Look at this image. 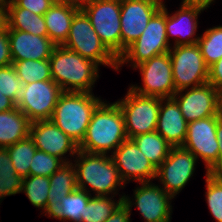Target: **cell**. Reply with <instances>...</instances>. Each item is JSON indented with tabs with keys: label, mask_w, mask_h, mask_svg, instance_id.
Wrapping results in <instances>:
<instances>
[{
	"label": "cell",
	"mask_w": 222,
	"mask_h": 222,
	"mask_svg": "<svg viewBox=\"0 0 222 222\" xmlns=\"http://www.w3.org/2000/svg\"><path fill=\"white\" fill-rule=\"evenodd\" d=\"M214 1L215 0H186L185 3L199 5L207 10Z\"/></svg>",
	"instance_id": "43"
},
{
	"label": "cell",
	"mask_w": 222,
	"mask_h": 222,
	"mask_svg": "<svg viewBox=\"0 0 222 222\" xmlns=\"http://www.w3.org/2000/svg\"><path fill=\"white\" fill-rule=\"evenodd\" d=\"M7 29L21 30L37 36H48L44 15L25 8H6Z\"/></svg>",
	"instance_id": "25"
},
{
	"label": "cell",
	"mask_w": 222,
	"mask_h": 222,
	"mask_svg": "<svg viewBox=\"0 0 222 222\" xmlns=\"http://www.w3.org/2000/svg\"><path fill=\"white\" fill-rule=\"evenodd\" d=\"M49 179L50 191L47 204L48 218L59 207L61 200L78 188L75 167L72 162L64 163L49 177Z\"/></svg>",
	"instance_id": "23"
},
{
	"label": "cell",
	"mask_w": 222,
	"mask_h": 222,
	"mask_svg": "<svg viewBox=\"0 0 222 222\" xmlns=\"http://www.w3.org/2000/svg\"><path fill=\"white\" fill-rule=\"evenodd\" d=\"M52 79L63 92L93 93L99 65L63 46H55L49 58Z\"/></svg>",
	"instance_id": "3"
},
{
	"label": "cell",
	"mask_w": 222,
	"mask_h": 222,
	"mask_svg": "<svg viewBox=\"0 0 222 222\" xmlns=\"http://www.w3.org/2000/svg\"><path fill=\"white\" fill-rule=\"evenodd\" d=\"M51 1H53L54 3H64L72 0H51Z\"/></svg>",
	"instance_id": "46"
},
{
	"label": "cell",
	"mask_w": 222,
	"mask_h": 222,
	"mask_svg": "<svg viewBox=\"0 0 222 222\" xmlns=\"http://www.w3.org/2000/svg\"><path fill=\"white\" fill-rule=\"evenodd\" d=\"M143 85H131L129 88L142 96L172 98L175 86L172 75V65L169 52L154 56L148 61L137 65Z\"/></svg>",
	"instance_id": "12"
},
{
	"label": "cell",
	"mask_w": 222,
	"mask_h": 222,
	"mask_svg": "<svg viewBox=\"0 0 222 222\" xmlns=\"http://www.w3.org/2000/svg\"><path fill=\"white\" fill-rule=\"evenodd\" d=\"M74 158L75 163H72L79 189L85 190L88 194L93 192L95 196L113 197L118 195L119 188L124 189L125 183L110 154H93L78 150Z\"/></svg>",
	"instance_id": "2"
},
{
	"label": "cell",
	"mask_w": 222,
	"mask_h": 222,
	"mask_svg": "<svg viewBox=\"0 0 222 222\" xmlns=\"http://www.w3.org/2000/svg\"><path fill=\"white\" fill-rule=\"evenodd\" d=\"M7 27L6 8L0 6V31Z\"/></svg>",
	"instance_id": "44"
},
{
	"label": "cell",
	"mask_w": 222,
	"mask_h": 222,
	"mask_svg": "<svg viewBox=\"0 0 222 222\" xmlns=\"http://www.w3.org/2000/svg\"><path fill=\"white\" fill-rule=\"evenodd\" d=\"M198 159L182 146L171 147L168 157L157 168L156 179L162 188L173 198L186 186Z\"/></svg>",
	"instance_id": "14"
},
{
	"label": "cell",
	"mask_w": 222,
	"mask_h": 222,
	"mask_svg": "<svg viewBox=\"0 0 222 222\" xmlns=\"http://www.w3.org/2000/svg\"><path fill=\"white\" fill-rule=\"evenodd\" d=\"M169 55L176 92L208 82V67L198 44L173 46Z\"/></svg>",
	"instance_id": "9"
},
{
	"label": "cell",
	"mask_w": 222,
	"mask_h": 222,
	"mask_svg": "<svg viewBox=\"0 0 222 222\" xmlns=\"http://www.w3.org/2000/svg\"><path fill=\"white\" fill-rule=\"evenodd\" d=\"M166 5L152 16L140 37L118 57V68L131 63L133 69L150 58L169 52L172 47L166 35Z\"/></svg>",
	"instance_id": "5"
},
{
	"label": "cell",
	"mask_w": 222,
	"mask_h": 222,
	"mask_svg": "<svg viewBox=\"0 0 222 222\" xmlns=\"http://www.w3.org/2000/svg\"><path fill=\"white\" fill-rule=\"evenodd\" d=\"M30 124L27 116L17 107L0 112V148L27 138Z\"/></svg>",
	"instance_id": "24"
},
{
	"label": "cell",
	"mask_w": 222,
	"mask_h": 222,
	"mask_svg": "<svg viewBox=\"0 0 222 222\" xmlns=\"http://www.w3.org/2000/svg\"><path fill=\"white\" fill-rule=\"evenodd\" d=\"M23 178L13 167L7 148H0V203L6 196L21 193Z\"/></svg>",
	"instance_id": "28"
},
{
	"label": "cell",
	"mask_w": 222,
	"mask_h": 222,
	"mask_svg": "<svg viewBox=\"0 0 222 222\" xmlns=\"http://www.w3.org/2000/svg\"><path fill=\"white\" fill-rule=\"evenodd\" d=\"M105 46L118 58L121 55V0H79Z\"/></svg>",
	"instance_id": "7"
},
{
	"label": "cell",
	"mask_w": 222,
	"mask_h": 222,
	"mask_svg": "<svg viewBox=\"0 0 222 222\" xmlns=\"http://www.w3.org/2000/svg\"><path fill=\"white\" fill-rule=\"evenodd\" d=\"M216 137L219 140L218 173H222V115H218Z\"/></svg>",
	"instance_id": "41"
},
{
	"label": "cell",
	"mask_w": 222,
	"mask_h": 222,
	"mask_svg": "<svg viewBox=\"0 0 222 222\" xmlns=\"http://www.w3.org/2000/svg\"><path fill=\"white\" fill-rule=\"evenodd\" d=\"M172 98L177 102L184 119L188 123L221 114L220 92L209 82L179 90L175 92Z\"/></svg>",
	"instance_id": "15"
},
{
	"label": "cell",
	"mask_w": 222,
	"mask_h": 222,
	"mask_svg": "<svg viewBox=\"0 0 222 222\" xmlns=\"http://www.w3.org/2000/svg\"><path fill=\"white\" fill-rule=\"evenodd\" d=\"M127 139L122 111L116 102L103 101L94 111L79 150L111 154Z\"/></svg>",
	"instance_id": "1"
},
{
	"label": "cell",
	"mask_w": 222,
	"mask_h": 222,
	"mask_svg": "<svg viewBox=\"0 0 222 222\" xmlns=\"http://www.w3.org/2000/svg\"><path fill=\"white\" fill-rule=\"evenodd\" d=\"M12 0H0V6L6 8Z\"/></svg>",
	"instance_id": "45"
},
{
	"label": "cell",
	"mask_w": 222,
	"mask_h": 222,
	"mask_svg": "<svg viewBox=\"0 0 222 222\" xmlns=\"http://www.w3.org/2000/svg\"><path fill=\"white\" fill-rule=\"evenodd\" d=\"M29 137L38 150L56 156L65 163L72 162L71 157L77 155L78 144L68 137L52 120L34 121L29 127ZM66 156V157H65Z\"/></svg>",
	"instance_id": "18"
},
{
	"label": "cell",
	"mask_w": 222,
	"mask_h": 222,
	"mask_svg": "<svg viewBox=\"0 0 222 222\" xmlns=\"http://www.w3.org/2000/svg\"><path fill=\"white\" fill-rule=\"evenodd\" d=\"M111 157L125 185L132 180L141 183L151 182L156 178L157 169L132 139L127 138Z\"/></svg>",
	"instance_id": "17"
},
{
	"label": "cell",
	"mask_w": 222,
	"mask_h": 222,
	"mask_svg": "<svg viewBox=\"0 0 222 222\" xmlns=\"http://www.w3.org/2000/svg\"><path fill=\"white\" fill-rule=\"evenodd\" d=\"M206 202L216 222H222V173H206Z\"/></svg>",
	"instance_id": "34"
},
{
	"label": "cell",
	"mask_w": 222,
	"mask_h": 222,
	"mask_svg": "<svg viewBox=\"0 0 222 222\" xmlns=\"http://www.w3.org/2000/svg\"><path fill=\"white\" fill-rule=\"evenodd\" d=\"M53 3L51 0H12L6 8H25L35 14L44 15Z\"/></svg>",
	"instance_id": "37"
},
{
	"label": "cell",
	"mask_w": 222,
	"mask_h": 222,
	"mask_svg": "<svg viewBox=\"0 0 222 222\" xmlns=\"http://www.w3.org/2000/svg\"><path fill=\"white\" fill-rule=\"evenodd\" d=\"M8 29L0 31V68L12 65Z\"/></svg>",
	"instance_id": "38"
},
{
	"label": "cell",
	"mask_w": 222,
	"mask_h": 222,
	"mask_svg": "<svg viewBox=\"0 0 222 222\" xmlns=\"http://www.w3.org/2000/svg\"><path fill=\"white\" fill-rule=\"evenodd\" d=\"M162 6L160 0H121V54L140 37Z\"/></svg>",
	"instance_id": "16"
},
{
	"label": "cell",
	"mask_w": 222,
	"mask_h": 222,
	"mask_svg": "<svg viewBox=\"0 0 222 222\" xmlns=\"http://www.w3.org/2000/svg\"><path fill=\"white\" fill-rule=\"evenodd\" d=\"M134 189V198L124 195L123 203L132 211V205L138 208L144 222H171L172 205L170 196L161 185L151 182H141ZM135 204V205H134Z\"/></svg>",
	"instance_id": "13"
},
{
	"label": "cell",
	"mask_w": 222,
	"mask_h": 222,
	"mask_svg": "<svg viewBox=\"0 0 222 222\" xmlns=\"http://www.w3.org/2000/svg\"><path fill=\"white\" fill-rule=\"evenodd\" d=\"M220 105H221V115H222V92L220 93Z\"/></svg>",
	"instance_id": "47"
},
{
	"label": "cell",
	"mask_w": 222,
	"mask_h": 222,
	"mask_svg": "<svg viewBox=\"0 0 222 222\" xmlns=\"http://www.w3.org/2000/svg\"><path fill=\"white\" fill-rule=\"evenodd\" d=\"M62 93L63 90L54 80L24 84L16 105L31 123L50 120Z\"/></svg>",
	"instance_id": "11"
},
{
	"label": "cell",
	"mask_w": 222,
	"mask_h": 222,
	"mask_svg": "<svg viewBox=\"0 0 222 222\" xmlns=\"http://www.w3.org/2000/svg\"><path fill=\"white\" fill-rule=\"evenodd\" d=\"M217 121L218 116H211L188 123L186 139L182 145L205 163L206 173H218Z\"/></svg>",
	"instance_id": "10"
},
{
	"label": "cell",
	"mask_w": 222,
	"mask_h": 222,
	"mask_svg": "<svg viewBox=\"0 0 222 222\" xmlns=\"http://www.w3.org/2000/svg\"><path fill=\"white\" fill-rule=\"evenodd\" d=\"M115 102L122 111L127 138L156 131L161 98L142 96L129 88L125 97Z\"/></svg>",
	"instance_id": "8"
},
{
	"label": "cell",
	"mask_w": 222,
	"mask_h": 222,
	"mask_svg": "<svg viewBox=\"0 0 222 222\" xmlns=\"http://www.w3.org/2000/svg\"><path fill=\"white\" fill-rule=\"evenodd\" d=\"M206 66L209 68L222 58V25L208 28L197 43Z\"/></svg>",
	"instance_id": "33"
},
{
	"label": "cell",
	"mask_w": 222,
	"mask_h": 222,
	"mask_svg": "<svg viewBox=\"0 0 222 222\" xmlns=\"http://www.w3.org/2000/svg\"><path fill=\"white\" fill-rule=\"evenodd\" d=\"M91 196L85 190L77 188L61 200L59 207L50 217L60 221L63 220V222H81V215L85 211Z\"/></svg>",
	"instance_id": "27"
},
{
	"label": "cell",
	"mask_w": 222,
	"mask_h": 222,
	"mask_svg": "<svg viewBox=\"0 0 222 222\" xmlns=\"http://www.w3.org/2000/svg\"><path fill=\"white\" fill-rule=\"evenodd\" d=\"M50 191V179L46 176H27L22 181V193H25L28 200L34 207L43 210L47 216L48 194Z\"/></svg>",
	"instance_id": "30"
},
{
	"label": "cell",
	"mask_w": 222,
	"mask_h": 222,
	"mask_svg": "<svg viewBox=\"0 0 222 222\" xmlns=\"http://www.w3.org/2000/svg\"><path fill=\"white\" fill-rule=\"evenodd\" d=\"M64 163L60 158L37 149L32 157L29 175L50 177Z\"/></svg>",
	"instance_id": "35"
},
{
	"label": "cell",
	"mask_w": 222,
	"mask_h": 222,
	"mask_svg": "<svg viewBox=\"0 0 222 222\" xmlns=\"http://www.w3.org/2000/svg\"><path fill=\"white\" fill-rule=\"evenodd\" d=\"M188 122L173 98H161L156 131L172 146H182L187 135Z\"/></svg>",
	"instance_id": "21"
},
{
	"label": "cell",
	"mask_w": 222,
	"mask_h": 222,
	"mask_svg": "<svg viewBox=\"0 0 222 222\" xmlns=\"http://www.w3.org/2000/svg\"><path fill=\"white\" fill-rule=\"evenodd\" d=\"M22 87V81L17 76L13 65L0 68V92L3 95L9 97L17 104Z\"/></svg>",
	"instance_id": "36"
},
{
	"label": "cell",
	"mask_w": 222,
	"mask_h": 222,
	"mask_svg": "<svg viewBox=\"0 0 222 222\" xmlns=\"http://www.w3.org/2000/svg\"><path fill=\"white\" fill-rule=\"evenodd\" d=\"M10 53L13 62L22 60H47L56 46L48 36L8 29Z\"/></svg>",
	"instance_id": "20"
},
{
	"label": "cell",
	"mask_w": 222,
	"mask_h": 222,
	"mask_svg": "<svg viewBox=\"0 0 222 222\" xmlns=\"http://www.w3.org/2000/svg\"><path fill=\"white\" fill-rule=\"evenodd\" d=\"M131 139L156 169L168 157L172 147L157 131L140 134Z\"/></svg>",
	"instance_id": "26"
},
{
	"label": "cell",
	"mask_w": 222,
	"mask_h": 222,
	"mask_svg": "<svg viewBox=\"0 0 222 222\" xmlns=\"http://www.w3.org/2000/svg\"><path fill=\"white\" fill-rule=\"evenodd\" d=\"M6 148L16 173L22 178L29 176L32 157L37 150L33 140L28 136Z\"/></svg>",
	"instance_id": "32"
},
{
	"label": "cell",
	"mask_w": 222,
	"mask_h": 222,
	"mask_svg": "<svg viewBox=\"0 0 222 222\" xmlns=\"http://www.w3.org/2000/svg\"><path fill=\"white\" fill-rule=\"evenodd\" d=\"M104 101L94 93L63 92L55 106L52 122L78 145L84 139L96 108Z\"/></svg>",
	"instance_id": "4"
},
{
	"label": "cell",
	"mask_w": 222,
	"mask_h": 222,
	"mask_svg": "<svg viewBox=\"0 0 222 222\" xmlns=\"http://www.w3.org/2000/svg\"><path fill=\"white\" fill-rule=\"evenodd\" d=\"M163 4H164V1L163 0H160ZM186 0H182V2H185Z\"/></svg>",
	"instance_id": "48"
},
{
	"label": "cell",
	"mask_w": 222,
	"mask_h": 222,
	"mask_svg": "<svg viewBox=\"0 0 222 222\" xmlns=\"http://www.w3.org/2000/svg\"><path fill=\"white\" fill-rule=\"evenodd\" d=\"M80 10L79 0L53 3L44 14L49 39L62 46L69 35L73 17Z\"/></svg>",
	"instance_id": "22"
},
{
	"label": "cell",
	"mask_w": 222,
	"mask_h": 222,
	"mask_svg": "<svg viewBox=\"0 0 222 222\" xmlns=\"http://www.w3.org/2000/svg\"><path fill=\"white\" fill-rule=\"evenodd\" d=\"M124 195H121L117 201L113 196H91L81 215V222H105L123 202Z\"/></svg>",
	"instance_id": "29"
},
{
	"label": "cell",
	"mask_w": 222,
	"mask_h": 222,
	"mask_svg": "<svg viewBox=\"0 0 222 222\" xmlns=\"http://www.w3.org/2000/svg\"><path fill=\"white\" fill-rule=\"evenodd\" d=\"M17 76L21 79L22 84H29L36 81L53 80L49 59L47 60H22L12 62Z\"/></svg>",
	"instance_id": "31"
},
{
	"label": "cell",
	"mask_w": 222,
	"mask_h": 222,
	"mask_svg": "<svg viewBox=\"0 0 222 222\" xmlns=\"http://www.w3.org/2000/svg\"><path fill=\"white\" fill-rule=\"evenodd\" d=\"M16 103L0 92V112L16 108Z\"/></svg>",
	"instance_id": "42"
},
{
	"label": "cell",
	"mask_w": 222,
	"mask_h": 222,
	"mask_svg": "<svg viewBox=\"0 0 222 222\" xmlns=\"http://www.w3.org/2000/svg\"><path fill=\"white\" fill-rule=\"evenodd\" d=\"M208 82L222 92V58L208 68Z\"/></svg>",
	"instance_id": "39"
},
{
	"label": "cell",
	"mask_w": 222,
	"mask_h": 222,
	"mask_svg": "<svg viewBox=\"0 0 222 222\" xmlns=\"http://www.w3.org/2000/svg\"><path fill=\"white\" fill-rule=\"evenodd\" d=\"M131 211L122 202L105 222H131Z\"/></svg>",
	"instance_id": "40"
},
{
	"label": "cell",
	"mask_w": 222,
	"mask_h": 222,
	"mask_svg": "<svg viewBox=\"0 0 222 222\" xmlns=\"http://www.w3.org/2000/svg\"><path fill=\"white\" fill-rule=\"evenodd\" d=\"M62 46L99 66H109L117 71L118 58L101 41L89 18L81 9L73 17L69 35Z\"/></svg>",
	"instance_id": "6"
},
{
	"label": "cell",
	"mask_w": 222,
	"mask_h": 222,
	"mask_svg": "<svg viewBox=\"0 0 222 222\" xmlns=\"http://www.w3.org/2000/svg\"><path fill=\"white\" fill-rule=\"evenodd\" d=\"M179 10L172 15L168 14L166 8V35L170 43L174 37V45H193L197 44L200 36L196 35L198 27V16L206 8L199 5L181 2Z\"/></svg>",
	"instance_id": "19"
}]
</instances>
